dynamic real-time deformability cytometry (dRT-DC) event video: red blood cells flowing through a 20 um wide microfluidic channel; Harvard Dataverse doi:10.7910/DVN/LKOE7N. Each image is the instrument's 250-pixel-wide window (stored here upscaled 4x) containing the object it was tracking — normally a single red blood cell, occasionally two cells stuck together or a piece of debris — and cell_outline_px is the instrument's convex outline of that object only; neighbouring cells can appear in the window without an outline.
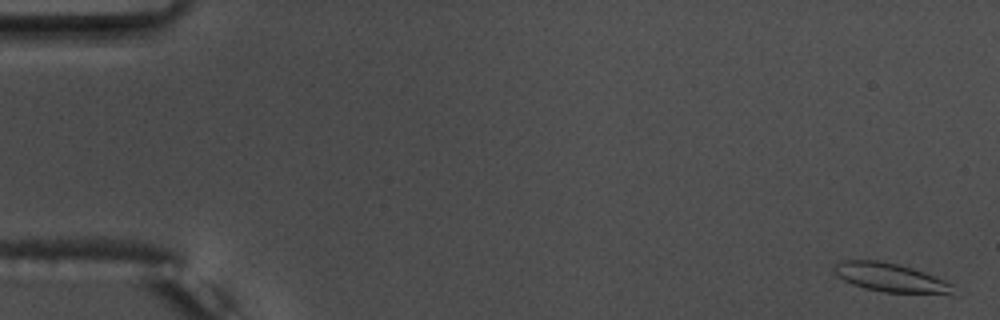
{"species": "common noctule bat (a hibernating species)", "species_latin": "Nyctalus noctula", "temperature_condition": "warm", "stored_images_in_passage": 57, "camera_frame_rate_fps": 3000, "um_per_image_px": 0.085, "animal": {"sex": "male", "body_mass_g": 17.5, "forearm_length_mm": 52.3}, "frame": {"image": 1, "passage_image": 2, "time_ms": 0.333, "image_size_px": [1000, 320], "cell_outline_px": [[956, 296], [952, 296], [884, 292], [864, 288], [852, 284], [844, 280], [832, 272], [832, 268], [836, 264], [844, 260], [880, 260], [912, 268], [924, 272], [944, 280], [952, 284]], "centroid_in_image_um": [75.77, 23.63], "position_along_channel_um": 9.2, "area_um2": 20.46}}
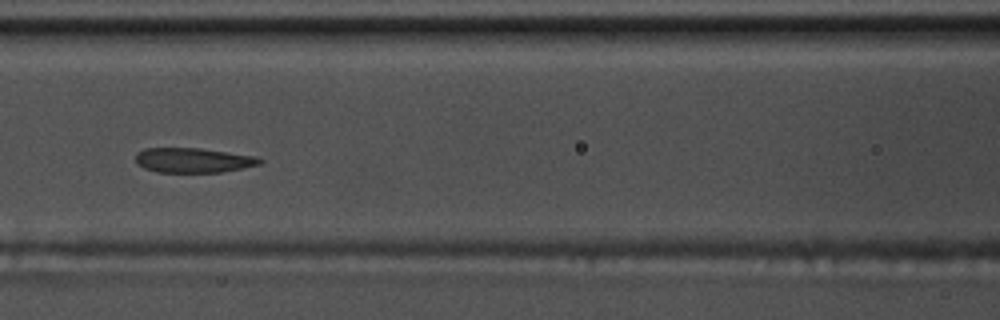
{"frame": {"image": 2, "passage_image": 26, "time_ms": 8.333, "image_size_px": [1000, 320], "cell_outline_px": [[264, 160], [260, 164], [244, 168], [220, 172], [156, 172], [144, 168], [136, 164], [136, 152], [144, 148], [200, 148], [256, 156]], "centroid_in_image_um": [16.41, 13.62], "position_along_channel_um": 150.2, "area_um2": 18.03}}
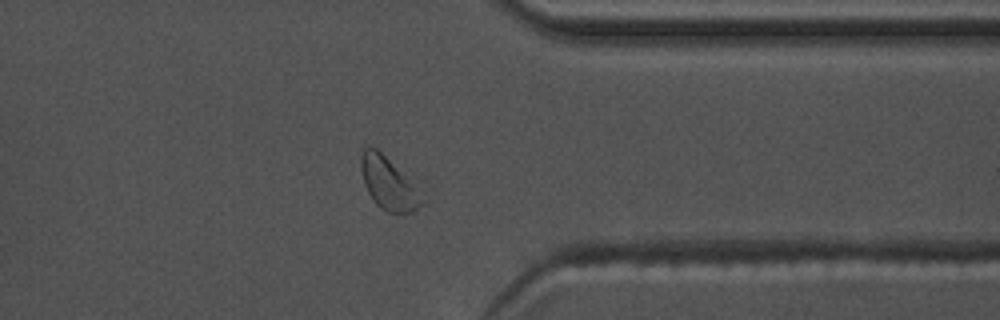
{"frame": {"image": 3, "passage_image": 45, "time_ms": 14.667, "image_size_px": [1000, 320], "cell_outline_px": [[424, 204], [412, 212], [404, 216], [388, 212], [380, 208], [372, 200], [364, 184], [360, 168], [360, 156], [364, 148], [376, 148], [388, 160], [412, 188]], "centroid_in_image_um": [32.9, 15.67], "position_along_channel_um": 378.5, "area_um2": 17.51}, "authors_computed_cell_mechanics": {"area_um2": 19.4786, "velocity_mm_per_s": 3.6899, "shape_relaxation_time_tau1_ms": 4.4925, "shape_relaxation_time_tau2_ms": 3.0619, "deformation_change_tau1": 0.1267, "deformation_change_tau2": 0.0964}}